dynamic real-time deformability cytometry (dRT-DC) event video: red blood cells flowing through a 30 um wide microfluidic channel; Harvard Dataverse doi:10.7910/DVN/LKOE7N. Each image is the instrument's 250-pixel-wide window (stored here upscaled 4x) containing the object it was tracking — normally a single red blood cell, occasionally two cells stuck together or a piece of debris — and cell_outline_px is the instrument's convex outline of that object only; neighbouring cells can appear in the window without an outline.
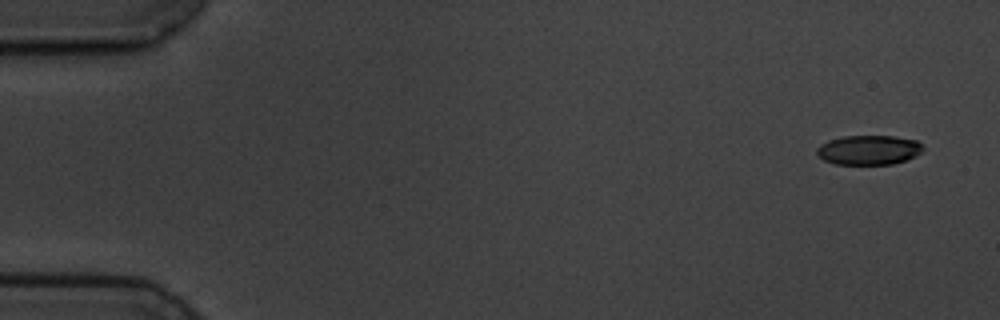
{"species": "common noctule bat (a hibernating species)", "species_latin": "Nyctalus noctula", "temperature_condition": "cold", "stored_images_in_passage": 6, "camera_frame_rate_fps": 3000, "um_per_image_px": 0.085, "animal": {"sex": "male", "body_mass_g": 19.5, "forearm_length_mm": 54.6}, "frame": {"image": 1, "passage_image": 1, "time_ms": 0.0, "image_size_px": [1000, 320], "cell_outline_px": [[924, 148], [916, 156], [892, 164], [836, 164], [824, 160], [816, 152], [816, 148], [820, 144], [828, 140], [844, 136], [892, 136], [916, 140]], "centroid_in_image_um": [73.82, 12.74], "position_along_channel_um": 11.2, "area_um2": 18.15}}
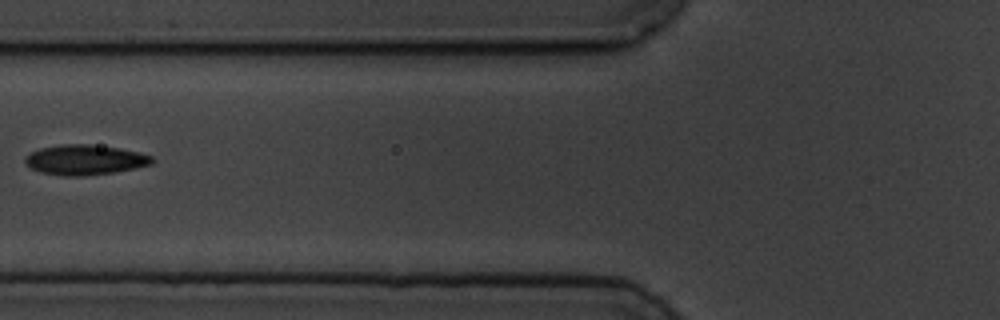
{"frame": {"image": 2, "passage_image": 6, "time_ms": 6.667, "image_size_px": [1000, 320], "cell_outline_px": [[156, 160], [152, 164], [136, 168], [112, 172], [84, 176], [64, 176], [40, 172], [32, 168], [24, 160], [32, 152], [40, 148], [60, 144], [88, 144], [120, 148], [140, 152], [152, 156]], "centroid_in_image_um": [7.27, 13.58], "position_along_channel_um": 118.5, "area_um2": 22.2}}